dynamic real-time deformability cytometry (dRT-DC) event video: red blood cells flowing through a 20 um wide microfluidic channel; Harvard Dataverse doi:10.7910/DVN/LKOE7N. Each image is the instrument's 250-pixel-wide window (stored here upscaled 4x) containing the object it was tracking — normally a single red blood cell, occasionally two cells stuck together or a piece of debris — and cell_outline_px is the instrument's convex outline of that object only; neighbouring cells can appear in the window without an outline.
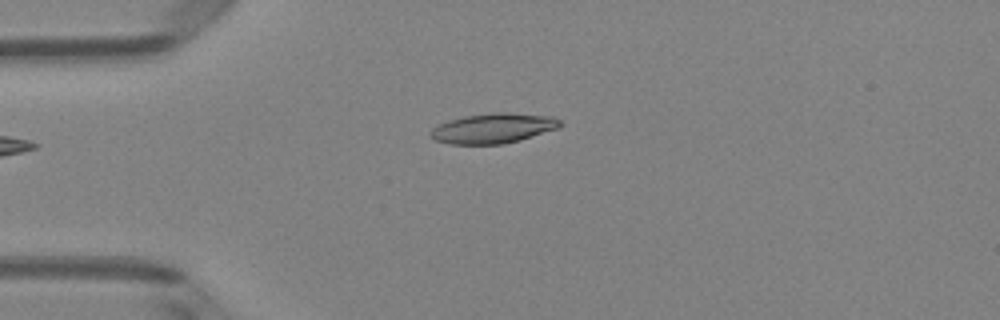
{"species": "Egyptian fruit bat (a non-hibernating species)", "species_latin": "Rousettus aegyptiacus", "temperature_condition": "room temperature", "stored_images_in_passage": 35, "camera_frame_rate_fps": 3000, "um_per_image_px": 0.085, "animal": {"sex": "female"}, "frame": {"image": 1, "passage_image": 1, "time_ms": 0.0, "image_size_px": [1000, 320], "cell_outline_px": [[564, 124], [556, 128], [520, 140], [504, 144], [448, 144], [436, 140], [432, 136], [432, 128], [448, 120], [464, 116], [492, 112], [504, 112], [552, 116], [560, 120]], "centroid_in_image_um": [41.94, 10.89], "position_along_channel_um": 43.1, "area_um2": 22.48}}
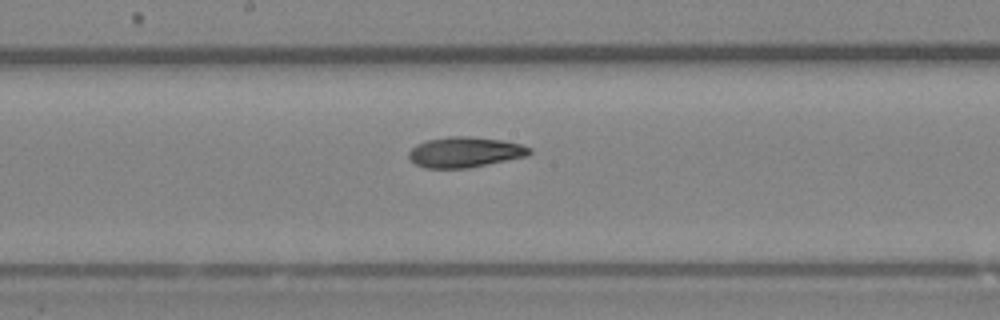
{"frame": {"image": 2, "passage_image": 15, "time_ms": 4.667, "image_size_px": [1000, 320], "cell_outline_px": [[532, 152], [528, 156], [468, 168], [424, 168], [416, 164], [408, 156], [408, 152], [416, 144], [428, 140], [448, 136], [468, 136], [504, 140], [520, 144], [532, 148]], "centroid_in_image_um": [39.54, 12.93], "position_along_channel_um": 208.7, "area_um2": 21.5}}
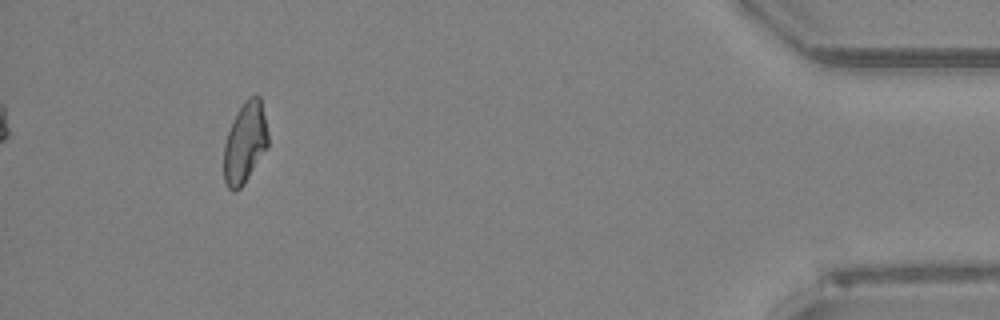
{"frame": {"image": 3, "passage_image": 35, "time_ms": 11.333, "image_size_px": [1000, 320], "cell_outline_px": [[268, 148], [244, 184], [236, 192], [228, 188], [224, 180], [224, 144], [228, 132], [244, 100], [248, 96], [260, 96], [268, 132]], "centroid_in_image_um": [20.84, 12.16], "position_along_channel_um": 414.4, "area_um2": 20.81}, "authors_computed_cell_mechanics": {"area_um2": 21.3282, "velocity_mm_per_s": 4.0382, "shape_relaxation_time_tau1_ms": 8.8288, "shape_relaxation_time_tau2_ms": 3.9494, "deformation_change_tau1": 0.2037, "deformation_change_tau2": 0.1002}}